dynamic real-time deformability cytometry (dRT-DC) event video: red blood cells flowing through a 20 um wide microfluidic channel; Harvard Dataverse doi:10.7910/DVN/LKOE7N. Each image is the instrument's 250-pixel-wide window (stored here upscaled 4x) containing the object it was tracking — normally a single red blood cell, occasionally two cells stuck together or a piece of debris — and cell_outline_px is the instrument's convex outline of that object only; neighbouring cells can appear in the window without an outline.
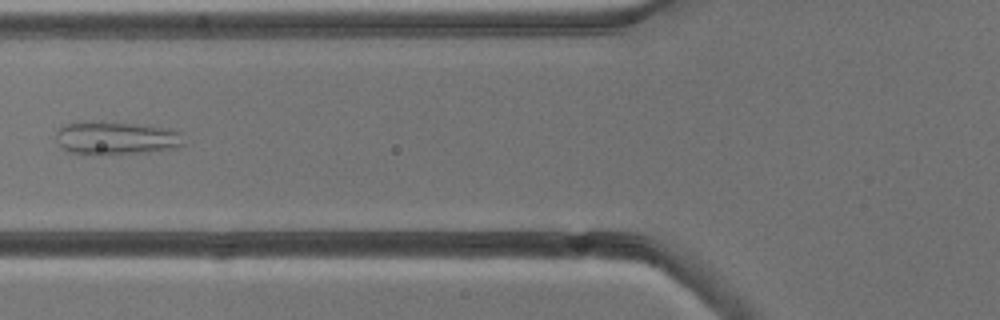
{"species": "common noctule bat (a hibernating species)", "species_latin": "Nyctalus noctula", "temperature_condition": "cold", "stored_images_in_passage": 3, "camera_frame_rate_fps": 3000, "um_per_image_px": 0.085, "animal": {"sex": "male", "body_mass_g": 13.3}, "frame": {"image": 1, "passage_image": 3, "time_ms": 2.0, "image_size_px": [1000, 320], "cell_outline_px": [[184, 144], [176, 148], [148, 152], [104, 156], [92, 156], [72, 152], [64, 148], [56, 140], [56, 132], [60, 128], [68, 124], [132, 124], [160, 128], [180, 132]], "centroid_in_image_um": [9.88, 11.82], "position_along_channel_um": 115.9, "area_um2": 23.87}}